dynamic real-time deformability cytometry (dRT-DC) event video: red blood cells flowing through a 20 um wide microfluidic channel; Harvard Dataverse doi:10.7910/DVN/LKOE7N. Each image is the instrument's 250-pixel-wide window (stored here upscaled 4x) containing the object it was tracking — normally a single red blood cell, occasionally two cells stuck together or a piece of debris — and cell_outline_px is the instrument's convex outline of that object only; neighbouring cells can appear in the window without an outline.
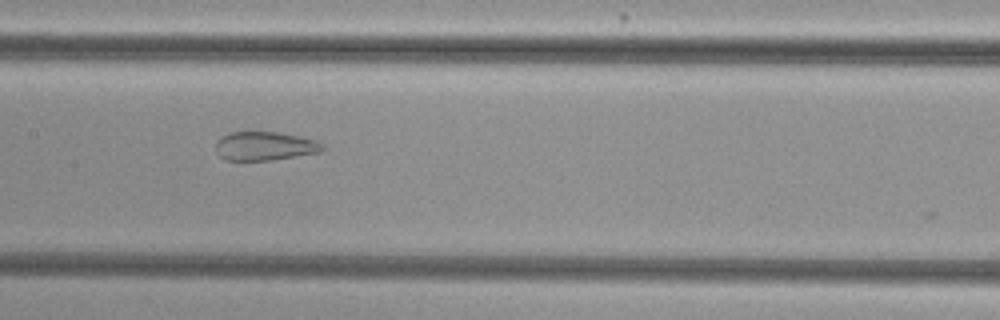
{"species": "common noctule bat (a hibernating species)", "species_latin": "Nyctalus noctula", "temperature_condition": "cold", "stored_images_in_passage": 40, "camera_frame_rate_fps": 3000, "um_per_image_px": 0.085, "animal": {"sex": "female", "body_mass_g": 29.2, "forearm_length_mm": 56.3}, "frame": {"image": 1, "passage_image": 12, "time_ms": 3.667, "image_size_px": [1000, 320], "cell_outline_px": [[324, 148], [320, 152], [268, 160], [224, 160], [216, 152], [216, 140], [220, 136], [232, 132], [276, 132], [300, 136], [316, 140], [324, 144]], "centroid_in_image_um": [22.48, 12.41], "position_along_channel_um": 184.9, "area_um2": 17.86}}
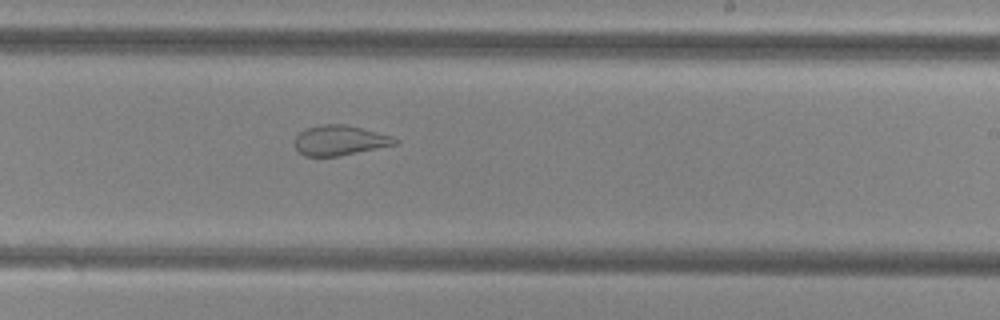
{"frame": {"image": 2, "passage_image": 18, "time_ms": 5.667, "image_size_px": [1000, 320], "cell_outline_px": [[400, 144], [336, 156], [304, 156], [296, 148], [296, 136], [304, 128], [320, 124], [348, 124], [392, 136], [400, 140]], "centroid_in_image_um": [28.92, 11.91], "position_along_channel_um": 260.1, "area_um2": 17.63}}
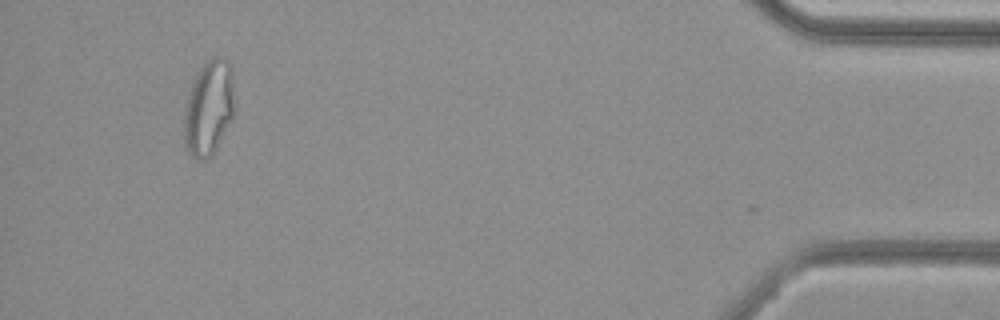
{"frame": {"image": 3, "passage_image": 36, "time_ms": 11.667, "image_size_px": [1000, 320], "cell_outline_px": [[232, 120], [212, 156], [204, 160], [196, 160], [192, 156], [184, 144], [184, 116], [188, 96], [192, 84], [200, 68], [212, 56], [224, 56], [228, 60], [232, 68]], "centroid_in_image_um": [17.74, 9.18], "position_along_channel_um": 417.5, "area_um2": 27.74}, "authors_computed_cell_mechanics": {"area_um2": 22.0507, "velocity_mm_per_s": 3.7752, "shape_relaxation_time_tau1_ms": null, "shape_relaxation_time_tau2_ms": 0.9606, "deformation_change_tau1": null, "deformation_change_tau2": 0.085}}